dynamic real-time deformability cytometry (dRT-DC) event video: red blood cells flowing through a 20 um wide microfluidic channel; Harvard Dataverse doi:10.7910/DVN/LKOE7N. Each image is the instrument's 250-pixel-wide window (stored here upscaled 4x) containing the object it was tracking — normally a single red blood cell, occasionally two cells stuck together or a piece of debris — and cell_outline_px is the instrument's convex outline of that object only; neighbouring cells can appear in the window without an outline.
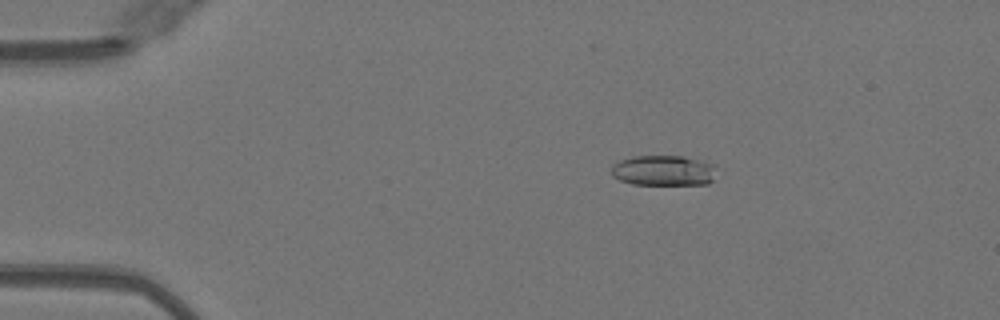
{"species": "Egyptian fruit bat (a non-hibernating species)", "species_latin": "Rousettus aegyptiacus", "temperature_condition": "warm", "stored_images_in_passage": 50, "camera_frame_rate_fps": 3000, "um_per_image_px": 0.085, "animal": {"sex": "female"}, "frame": {"image": 1, "passage_image": 9, "time_ms": 2.667, "image_size_px": [1000, 320], "cell_outline_px": [[716, 164], [712, 180], [708, 184], [632, 184], [620, 180], [612, 176], [612, 164], [620, 160], [632, 156], [684, 156]], "centroid_in_image_um": [56.39, 14.48], "position_along_channel_um": 28.6, "area_um2": 18.67}}
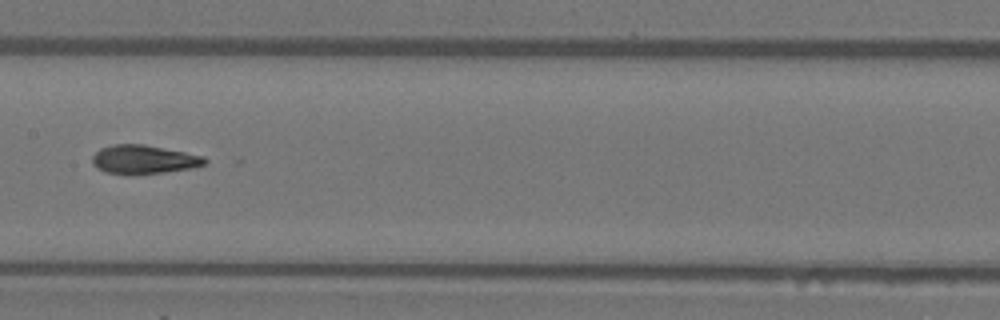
{"frame": {"image": 2, "passage_image": 26, "time_ms": 8.333, "image_size_px": [1000, 320], "cell_outline_px": [[208, 160], [204, 164], [192, 168], [164, 172], [132, 176], [104, 172], [96, 168], [92, 164], [92, 156], [100, 148], [112, 144], [144, 144], [204, 156]], "centroid_in_image_um": [12.17, 13.57], "position_along_channel_um": 195.2, "area_um2": 19.19}}
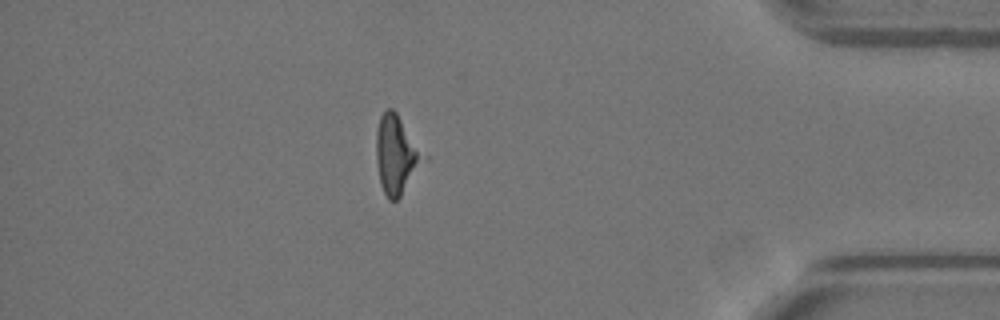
{"frame": {"image": 3, "passage_image": 44, "time_ms": 14.333, "image_size_px": [1000, 320], "cell_outline_px": [[428, 160], [400, 196], [396, 200], [388, 200], [380, 184], [376, 160], [376, 132], [380, 116], [388, 108], [392, 108], [396, 112], [428, 156]], "centroid_in_image_um": [33.73, 13.16], "position_along_channel_um": 401.5, "area_um2": 22.02}, "authors_computed_cell_mechanics": {"area_um2": 19.3341, "velocity_mm_per_s": 4.0746, "shape_relaxation_time_tau1_ms": null, "shape_relaxation_time_tau2_ms": 2.2586, "deformation_change_tau1": null, "deformation_change_tau2": 0.091}}